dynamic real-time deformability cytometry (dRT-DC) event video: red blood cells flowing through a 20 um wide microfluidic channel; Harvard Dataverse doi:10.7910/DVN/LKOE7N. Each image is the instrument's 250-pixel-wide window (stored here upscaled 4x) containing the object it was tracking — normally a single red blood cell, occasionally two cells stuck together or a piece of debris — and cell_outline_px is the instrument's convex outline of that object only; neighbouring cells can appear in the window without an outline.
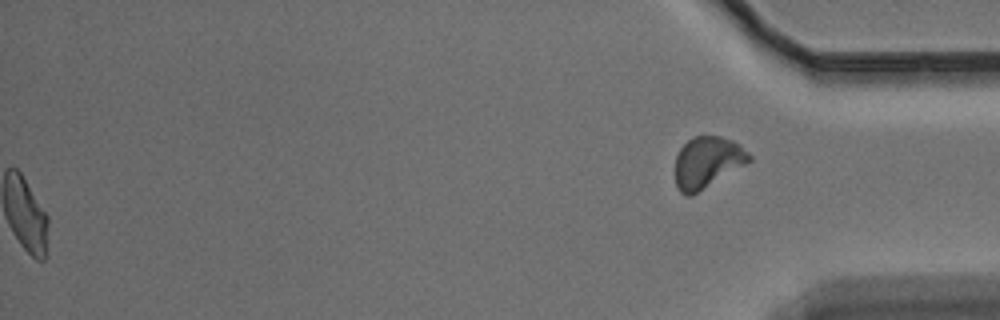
{"species": "Egyptian fruit bat (a non-hibernating species)", "species_latin": "Rousettus aegyptiacus", "temperature_condition": "warm", "stored_images_in_passage": 52, "segment_of_instrument_passage": [2, 2], "camera_frame_rate_fps": 3000, "um_per_image_px": 0.085, "animal": {"sex": "male"}, "frame": {"image": 1, "passage_image": 52, "time_ms": 17.0, "image_size_px": [1000, 320], "cell_outline_px": [[752, 160], [692, 196], [684, 196], [680, 192], [676, 184], [676, 156], [680, 148], [692, 136], [720, 136], [732, 140], [740, 144], [752, 156]], "centroid_in_image_um": [60.12, 13.79], "position_along_channel_um": 375.1, "area_um2": 22.14}}